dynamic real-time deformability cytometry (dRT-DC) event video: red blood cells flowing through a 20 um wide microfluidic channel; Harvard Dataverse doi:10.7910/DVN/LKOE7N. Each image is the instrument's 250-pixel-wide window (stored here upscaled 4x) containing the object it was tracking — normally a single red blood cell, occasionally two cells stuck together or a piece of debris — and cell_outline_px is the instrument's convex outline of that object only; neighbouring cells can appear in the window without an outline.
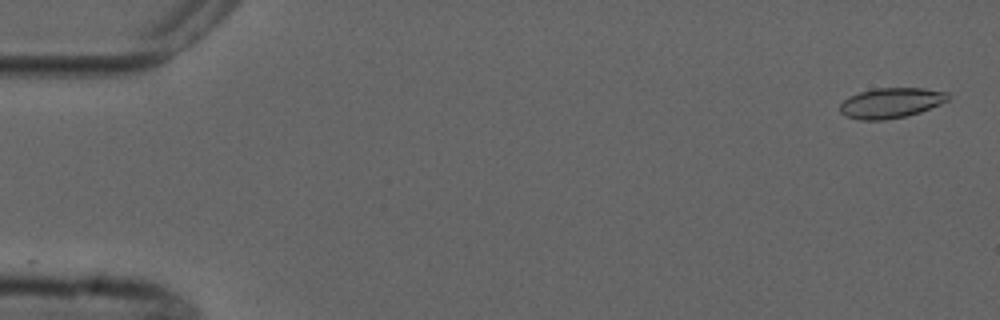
{"species": "common noctule bat (a hibernating species)", "species_latin": "Nyctalus noctula", "temperature_condition": "cold", "stored_images_in_passage": 6, "camera_frame_rate_fps": 3000, "um_per_image_px": 0.085, "animal": {"sex": "male", "forearm_length_mm": 52.5}, "frame": {"image": 1, "passage_image": 1, "time_ms": 0.0, "image_size_px": [1000, 320], "cell_outline_px": [[952, 96], [948, 100], [940, 104], [920, 112], [904, 116], [884, 120], [860, 120], [844, 116], [840, 112], [840, 104], [848, 96], [860, 92], [876, 88], [924, 88], [948, 92]], "centroid_in_image_um": [75.73, 8.74], "position_along_channel_um": 9.3, "area_um2": 19.13}}
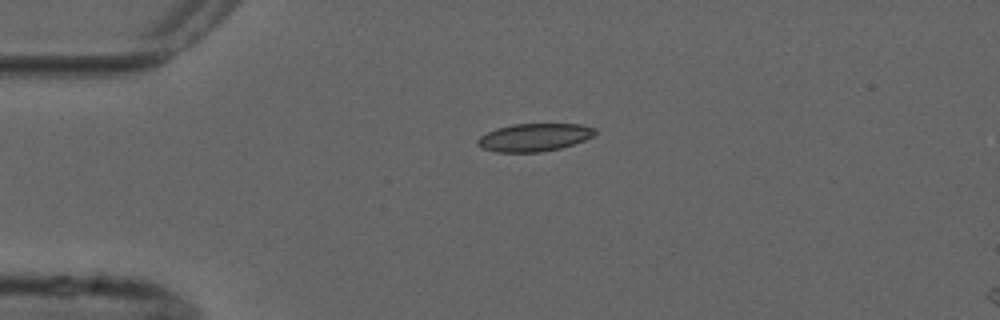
{"frame": {"image": 2, "passage_image": 4, "time_ms": 3.667, "image_size_px": [1000, 320], "cell_outline_px": [[596, 132], [592, 136], [584, 140], [560, 148], [540, 152], [496, 152], [484, 148], [476, 144], [476, 140], [480, 136], [496, 128], [512, 124], [580, 124], [596, 128]], "centroid_in_image_um": [45.39, 11.67], "position_along_channel_um": 39.6, "area_um2": 18.96}}